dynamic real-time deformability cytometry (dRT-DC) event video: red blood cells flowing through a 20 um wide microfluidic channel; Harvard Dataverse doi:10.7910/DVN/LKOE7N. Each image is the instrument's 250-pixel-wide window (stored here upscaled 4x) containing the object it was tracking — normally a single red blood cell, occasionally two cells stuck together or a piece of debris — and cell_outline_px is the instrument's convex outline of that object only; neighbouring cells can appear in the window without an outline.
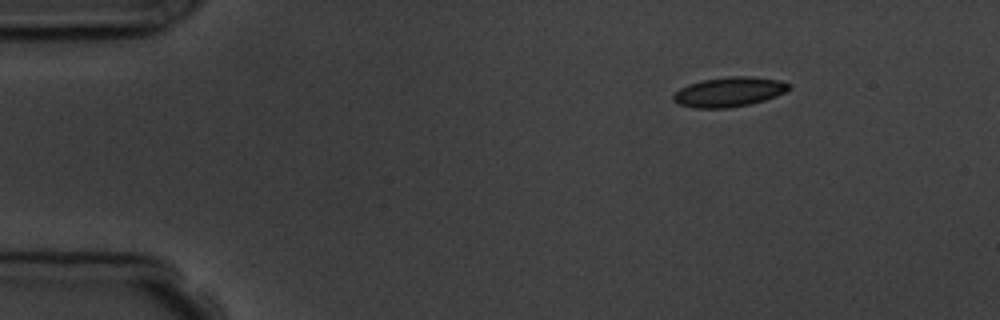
{"species": "common noctule bat (a hibernating species)", "species_latin": "Nyctalus noctula", "temperature_condition": "room temperature", "stored_images_in_passage": 6, "camera_frame_rate_fps": 3000, "um_per_image_px": 0.085, "animal": {"sex": "male", "body_mass_g": 19.5, "forearm_length_mm": 54.6}, "frame": {"image": 1, "passage_image": 1, "time_ms": 0.0, "image_size_px": [1000, 320], "cell_outline_px": [[792, 88], [776, 96], [764, 100], [748, 104], [728, 108], [692, 108], [676, 104], [672, 100], [672, 96], [680, 88], [688, 84], [704, 80], [728, 76], [752, 76], [780, 80], [792, 84]], "centroid_in_image_um": [61.97, 7.81], "position_along_channel_um": 23.0, "area_um2": 20.17}}